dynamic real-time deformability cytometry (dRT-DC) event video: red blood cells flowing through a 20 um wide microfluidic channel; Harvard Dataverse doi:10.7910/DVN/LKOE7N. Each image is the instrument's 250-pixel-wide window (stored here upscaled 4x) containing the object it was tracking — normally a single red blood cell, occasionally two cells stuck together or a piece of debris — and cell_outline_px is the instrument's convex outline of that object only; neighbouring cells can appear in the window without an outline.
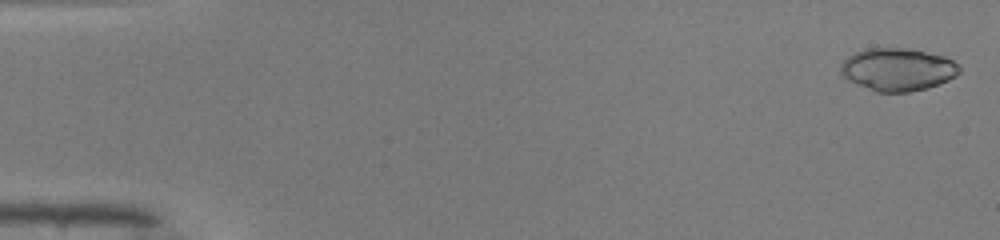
{"species": "common noctule bat (a hibernating species)", "species_latin": "Nyctalus noctula", "temperature_condition": "warm", "stored_images_in_passage": 50, "camera_frame_rate_fps": 3000, "um_per_image_px": 0.085, "animal": {"sex": "male", "body_mass_g": 19.0, "forearm_length_mm": 50.8}, "frame": {"image": 1, "passage_image": 2, "time_ms": 0.333, "image_size_px": [1000, 240], "cell_outline_px": [[960, 72], [956, 76], [940, 84], [928, 88], [908, 92], [876, 92], [856, 84], [848, 80], [840, 72], [840, 64], [848, 56], [856, 52], [868, 48], [904, 48], [944, 56], [960, 64]], "centroid_in_image_um": [76.31, 5.91], "position_along_channel_um": 8.7, "area_um2": 29.59}}
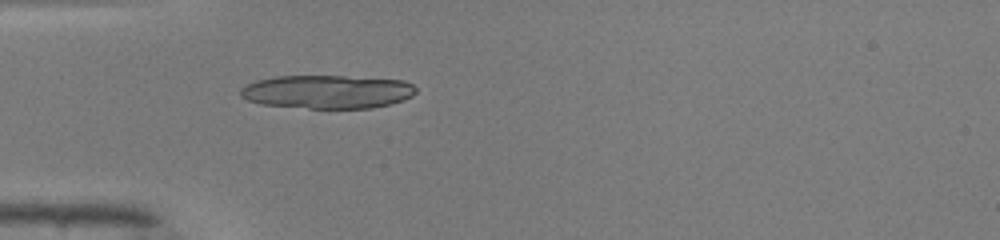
{"frame": {"image": 2, "passage_image": 16, "time_ms": 5.0, "image_size_px": [1000, 240], "cell_outline_px": [[416, 92], [412, 96], [404, 100], [372, 108], [308, 108], [260, 104], [248, 100], [240, 96], [240, 88], [256, 80], [276, 76], [344, 76], [404, 80], [412, 84], [416, 88]], "centroid_in_image_um": [27.82, 7.79], "position_along_channel_um": 57.2, "area_um2": 34.28}}